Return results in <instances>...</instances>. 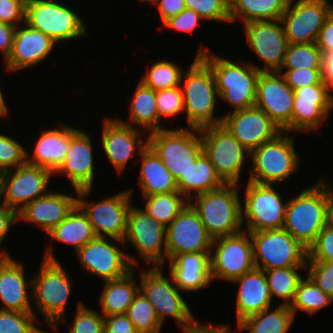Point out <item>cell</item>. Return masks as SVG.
Instances as JSON below:
<instances>
[{"label": "cell", "instance_id": "cell-20", "mask_svg": "<svg viewBox=\"0 0 333 333\" xmlns=\"http://www.w3.org/2000/svg\"><path fill=\"white\" fill-rule=\"evenodd\" d=\"M249 49L255 53L261 67L251 63L260 72L280 71L288 45L281 20L251 21L243 25Z\"/></svg>", "mask_w": 333, "mask_h": 333}, {"label": "cell", "instance_id": "cell-42", "mask_svg": "<svg viewBox=\"0 0 333 333\" xmlns=\"http://www.w3.org/2000/svg\"><path fill=\"white\" fill-rule=\"evenodd\" d=\"M175 64L171 60H160L158 62H153L150 66H147V71L145 75L141 77V82L153 89L154 91L169 89L173 87H178L181 84V78L183 75L182 66Z\"/></svg>", "mask_w": 333, "mask_h": 333}, {"label": "cell", "instance_id": "cell-26", "mask_svg": "<svg viewBox=\"0 0 333 333\" xmlns=\"http://www.w3.org/2000/svg\"><path fill=\"white\" fill-rule=\"evenodd\" d=\"M73 192L74 196L62 191L54 192L51 189V192L26 204L18 211V222L33 223L34 227L37 226V228L47 234L64 221L78 204V190L74 189Z\"/></svg>", "mask_w": 333, "mask_h": 333}, {"label": "cell", "instance_id": "cell-27", "mask_svg": "<svg viewBox=\"0 0 333 333\" xmlns=\"http://www.w3.org/2000/svg\"><path fill=\"white\" fill-rule=\"evenodd\" d=\"M93 137L80 130L70 142L64 162L54 176L65 175L73 189L93 188L96 177L93 154ZM61 174V175H60Z\"/></svg>", "mask_w": 333, "mask_h": 333}, {"label": "cell", "instance_id": "cell-60", "mask_svg": "<svg viewBox=\"0 0 333 333\" xmlns=\"http://www.w3.org/2000/svg\"><path fill=\"white\" fill-rule=\"evenodd\" d=\"M236 327L235 331H232L231 328H229V325H226L225 323H221L219 325H214L213 323L209 324L202 323L198 321L188 332L186 333H238L236 331L238 330L237 325H234Z\"/></svg>", "mask_w": 333, "mask_h": 333}, {"label": "cell", "instance_id": "cell-59", "mask_svg": "<svg viewBox=\"0 0 333 333\" xmlns=\"http://www.w3.org/2000/svg\"><path fill=\"white\" fill-rule=\"evenodd\" d=\"M15 29V26L0 22V53L2 54L3 61H5L11 53Z\"/></svg>", "mask_w": 333, "mask_h": 333}, {"label": "cell", "instance_id": "cell-57", "mask_svg": "<svg viewBox=\"0 0 333 333\" xmlns=\"http://www.w3.org/2000/svg\"><path fill=\"white\" fill-rule=\"evenodd\" d=\"M154 6L159 12L161 24L186 8L184 0H158Z\"/></svg>", "mask_w": 333, "mask_h": 333}, {"label": "cell", "instance_id": "cell-45", "mask_svg": "<svg viewBox=\"0 0 333 333\" xmlns=\"http://www.w3.org/2000/svg\"><path fill=\"white\" fill-rule=\"evenodd\" d=\"M38 318L33 312L0 310V333H49L35 324Z\"/></svg>", "mask_w": 333, "mask_h": 333}, {"label": "cell", "instance_id": "cell-34", "mask_svg": "<svg viewBox=\"0 0 333 333\" xmlns=\"http://www.w3.org/2000/svg\"><path fill=\"white\" fill-rule=\"evenodd\" d=\"M135 270L133 268L121 278L105 281L99 299L103 317L127 313L139 292V283L134 279L137 275Z\"/></svg>", "mask_w": 333, "mask_h": 333}, {"label": "cell", "instance_id": "cell-28", "mask_svg": "<svg viewBox=\"0 0 333 333\" xmlns=\"http://www.w3.org/2000/svg\"><path fill=\"white\" fill-rule=\"evenodd\" d=\"M16 258L0 260V310L35 312L32 306V275L27 280L24 263ZM29 290V291H27Z\"/></svg>", "mask_w": 333, "mask_h": 333}, {"label": "cell", "instance_id": "cell-55", "mask_svg": "<svg viewBox=\"0 0 333 333\" xmlns=\"http://www.w3.org/2000/svg\"><path fill=\"white\" fill-rule=\"evenodd\" d=\"M16 223H18L17 212L0 200V260L12 257L8 250L3 249L2 246L6 241L5 239H7L6 236L15 227Z\"/></svg>", "mask_w": 333, "mask_h": 333}, {"label": "cell", "instance_id": "cell-51", "mask_svg": "<svg viewBox=\"0 0 333 333\" xmlns=\"http://www.w3.org/2000/svg\"><path fill=\"white\" fill-rule=\"evenodd\" d=\"M306 274L316 285L333 298V262L307 261Z\"/></svg>", "mask_w": 333, "mask_h": 333}, {"label": "cell", "instance_id": "cell-5", "mask_svg": "<svg viewBox=\"0 0 333 333\" xmlns=\"http://www.w3.org/2000/svg\"><path fill=\"white\" fill-rule=\"evenodd\" d=\"M239 186L224 184L221 188L196 195L189 200L213 240L243 230Z\"/></svg>", "mask_w": 333, "mask_h": 333}, {"label": "cell", "instance_id": "cell-2", "mask_svg": "<svg viewBox=\"0 0 333 333\" xmlns=\"http://www.w3.org/2000/svg\"><path fill=\"white\" fill-rule=\"evenodd\" d=\"M186 69L180 84L188 125L186 127L201 129L220 125L223 115H215L219 94L211 67L195 54L192 63Z\"/></svg>", "mask_w": 333, "mask_h": 333}, {"label": "cell", "instance_id": "cell-63", "mask_svg": "<svg viewBox=\"0 0 333 333\" xmlns=\"http://www.w3.org/2000/svg\"><path fill=\"white\" fill-rule=\"evenodd\" d=\"M327 194L329 200V222L333 224V184L327 183Z\"/></svg>", "mask_w": 333, "mask_h": 333}, {"label": "cell", "instance_id": "cell-46", "mask_svg": "<svg viewBox=\"0 0 333 333\" xmlns=\"http://www.w3.org/2000/svg\"><path fill=\"white\" fill-rule=\"evenodd\" d=\"M74 320L70 322L67 333H104V317L94 309L77 301ZM72 323V324H71Z\"/></svg>", "mask_w": 333, "mask_h": 333}, {"label": "cell", "instance_id": "cell-3", "mask_svg": "<svg viewBox=\"0 0 333 333\" xmlns=\"http://www.w3.org/2000/svg\"><path fill=\"white\" fill-rule=\"evenodd\" d=\"M196 55L200 56L212 69L219 98L231 107V111L255 106L257 79L260 71L244 60L238 63L209 52L206 45L200 44Z\"/></svg>", "mask_w": 333, "mask_h": 333}, {"label": "cell", "instance_id": "cell-9", "mask_svg": "<svg viewBox=\"0 0 333 333\" xmlns=\"http://www.w3.org/2000/svg\"><path fill=\"white\" fill-rule=\"evenodd\" d=\"M169 128L148 133V146L177 182L203 153L202 138L198 128Z\"/></svg>", "mask_w": 333, "mask_h": 333}, {"label": "cell", "instance_id": "cell-24", "mask_svg": "<svg viewBox=\"0 0 333 333\" xmlns=\"http://www.w3.org/2000/svg\"><path fill=\"white\" fill-rule=\"evenodd\" d=\"M224 113L221 125L250 152L282 130L257 106Z\"/></svg>", "mask_w": 333, "mask_h": 333}, {"label": "cell", "instance_id": "cell-10", "mask_svg": "<svg viewBox=\"0 0 333 333\" xmlns=\"http://www.w3.org/2000/svg\"><path fill=\"white\" fill-rule=\"evenodd\" d=\"M94 188L79 189L78 205L88 216L96 237L123 241L127 231V215L131 207L134 189L113 193L104 199L88 201Z\"/></svg>", "mask_w": 333, "mask_h": 333}, {"label": "cell", "instance_id": "cell-53", "mask_svg": "<svg viewBox=\"0 0 333 333\" xmlns=\"http://www.w3.org/2000/svg\"><path fill=\"white\" fill-rule=\"evenodd\" d=\"M205 20L194 10L185 8L178 15L165 21L162 26L165 29L175 30L182 33H194L201 22Z\"/></svg>", "mask_w": 333, "mask_h": 333}, {"label": "cell", "instance_id": "cell-35", "mask_svg": "<svg viewBox=\"0 0 333 333\" xmlns=\"http://www.w3.org/2000/svg\"><path fill=\"white\" fill-rule=\"evenodd\" d=\"M176 184L178 192L189 201L196 195L221 188L225 183L203 152Z\"/></svg>", "mask_w": 333, "mask_h": 333}, {"label": "cell", "instance_id": "cell-17", "mask_svg": "<svg viewBox=\"0 0 333 333\" xmlns=\"http://www.w3.org/2000/svg\"><path fill=\"white\" fill-rule=\"evenodd\" d=\"M121 245L125 246L124 241L95 237L76 252V257L86 273L96 275L104 282L118 279L135 268Z\"/></svg>", "mask_w": 333, "mask_h": 333}, {"label": "cell", "instance_id": "cell-14", "mask_svg": "<svg viewBox=\"0 0 333 333\" xmlns=\"http://www.w3.org/2000/svg\"><path fill=\"white\" fill-rule=\"evenodd\" d=\"M200 132L203 152L213 164L217 175L225 184H240L250 151L221 124L203 127Z\"/></svg>", "mask_w": 333, "mask_h": 333}, {"label": "cell", "instance_id": "cell-58", "mask_svg": "<svg viewBox=\"0 0 333 333\" xmlns=\"http://www.w3.org/2000/svg\"><path fill=\"white\" fill-rule=\"evenodd\" d=\"M316 45L322 54L333 52V17L331 15L319 31Z\"/></svg>", "mask_w": 333, "mask_h": 333}, {"label": "cell", "instance_id": "cell-50", "mask_svg": "<svg viewBox=\"0 0 333 333\" xmlns=\"http://www.w3.org/2000/svg\"><path fill=\"white\" fill-rule=\"evenodd\" d=\"M307 261L333 262V224L328 222L308 249Z\"/></svg>", "mask_w": 333, "mask_h": 333}, {"label": "cell", "instance_id": "cell-1", "mask_svg": "<svg viewBox=\"0 0 333 333\" xmlns=\"http://www.w3.org/2000/svg\"><path fill=\"white\" fill-rule=\"evenodd\" d=\"M51 244L46 246L40 268L32 277V302L36 308V312H33L35 317L41 314L54 333L58 332L61 322H66L65 312L73 292V281L62 262L54 255Z\"/></svg>", "mask_w": 333, "mask_h": 333}, {"label": "cell", "instance_id": "cell-30", "mask_svg": "<svg viewBox=\"0 0 333 333\" xmlns=\"http://www.w3.org/2000/svg\"><path fill=\"white\" fill-rule=\"evenodd\" d=\"M168 262V274L182 292L194 293L212 284L210 253H182Z\"/></svg>", "mask_w": 333, "mask_h": 333}, {"label": "cell", "instance_id": "cell-54", "mask_svg": "<svg viewBox=\"0 0 333 333\" xmlns=\"http://www.w3.org/2000/svg\"><path fill=\"white\" fill-rule=\"evenodd\" d=\"M26 0H0V22L17 27L25 22Z\"/></svg>", "mask_w": 333, "mask_h": 333}, {"label": "cell", "instance_id": "cell-22", "mask_svg": "<svg viewBox=\"0 0 333 333\" xmlns=\"http://www.w3.org/2000/svg\"><path fill=\"white\" fill-rule=\"evenodd\" d=\"M333 94L326 84L304 86L294 90L292 133H318L330 117ZM305 131V132H304Z\"/></svg>", "mask_w": 333, "mask_h": 333}, {"label": "cell", "instance_id": "cell-25", "mask_svg": "<svg viewBox=\"0 0 333 333\" xmlns=\"http://www.w3.org/2000/svg\"><path fill=\"white\" fill-rule=\"evenodd\" d=\"M56 44L58 45L51 37L27 23L18 25L15 29L11 53L3 62L6 73L29 70L45 62L55 50Z\"/></svg>", "mask_w": 333, "mask_h": 333}, {"label": "cell", "instance_id": "cell-52", "mask_svg": "<svg viewBox=\"0 0 333 333\" xmlns=\"http://www.w3.org/2000/svg\"><path fill=\"white\" fill-rule=\"evenodd\" d=\"M322 69H285L281 72L287 84L293 89L315 84H325L322 81Z\"/></svg>", "mask_w": 333, "mask_h": 333}, {"label": "cell", "instance_id": "cell-62", "mask_svg": "<svg viewBox=\"0 0 333 333\" xmlns=\"http://www.w3.org/2000/svg\"><path fill=\"white\" fill-rule=\"evenodd\" d=\"M3 91H2V88H1V86H0V119L1 118H6V116H7V118H8V115H9V106L7 105V102H6V100H5V95H3Z\"/></svg>", "mask_w": 333, "mask_h": 333}, {"label": "cell", "instance_id": "cell-15", "mask_svg": "<svg viewBox=\"0 0 333 333\" xmlns=\"http://www.w3.org/2000/svg\"><path fill=\"white\" fill-rule=\"evenodd\" d=\"M211 280L232 282L255 268L249 232L214 239L211 253Z\"/></svg>", "mask_w": 333, "mask_h": 333}, {"label": "cell", "instance_id": "cell-6", "mask_svg": "<svg viewBox=\"0 0 333 333\" xmlns=\"http://www.w3.org/2000/svg\"><path fill=\"white\" fill-rule=\"evenodd\" d=\"M162 266H154L139 272V291L155 308L159 321L173 318L183 333L188 332L197 322L181 290L174 284L170 274L164 276ZM163 272V273H162Z\"/></svg>", "mask_w": 333, "mask_h": 333}, {"label": "cell", "instance_id": "cell-44", "mask_svg": "<svg viewBox=\"0 0 333 333\" xmlns=\"http://www.w3.org/2000/svg\"><path fill=\"white\" fill-rule=\"evenodd\" d=\"M138 333H160L164 327L155 308L139 291L126 313Z\"/></svg>", "mask_w": 333, "mask_h": 333}, {"label": "cell", "instance_id": "cell-38", "mask_svg": "<svg viewBox=\"0 0 333 333\" xmlns=\"http://www.w3.org/2000/svg\"><path fill=\"white\" fill-rule=\"evenodd\" d=\"M289 0H229L231 24L280 20Z\"/></svg>", "mask_w": 333, "mask_h": 333}, {"label": "cell", "instance_id": "cell-36", "mask_svg": "<svg viewBox=\"0 0 333 333\" xmlns=\"http://www.w3.org/2000/svg\"><path fill=\"white\" fill-rule=\"evenodd\" d=\"M47 235L51 242L69 244L75 252L96 237L88 216L78 204L66 219L50 230Z\"/></svg>", "mask_w": 333, "mask_h": 333}, {"label": "cell", "instance_id": "cell-37", "mask_svg": "<svg viewBox=\"0 0 333 333\" xmlns=\"http://www.w3.org/2000/svg\"><path fill=\"white\" fill-rule=\"evenodd\" d=\"M295 319L294 313L287 305L269 307L259 313L245 317L237 324L241 333H289Z\"/></svg>", "mask_w": 333, "mask_h": 333}, {"label": "cell", "instance_id": "cell-19", "mask_svg": "<svg viewBox=\"0 0 333 333\" xmlns=\"http://www.w3.org/2000/svg\"><path fill=\"white\" fill-rule=\"evenodd\" d=\"M102 121L100 138L104 156L116 172L122 174L129 161L148 146V133L121 122L118 115L113 118L105 117Z\"/></svg>", "mask_w": 333, "mask_h": 333}, {"label": "cell", "instance_id": "cell-18", "mask_svg": "<svg viewBox=\"0 0 333 333\" xmlns=\"http://www.w3.org/2000/svg\"><path fill=\"white\" fill-rule=\"evenodd\" d=\"M328 0H289L281 16L289 44L316 43L319 31L331 15Z\"/></svg>", "mask_w": 333, "mask_h": 333}, {"label": "cell", "instance_id": "cell-31", "mask_svg": "<svg viewBox=\"0 0 333 333\" xmlns=\"http://www.w3.org/2000/svg\"><path fill=\"white\" fill-rule=\"evenodd\" d=\"M232 283L238 286V292L235 296L237 320L234 325H237L249 315L273 307L267 279L262 269L254 268L241 277L234 279Z\"/></svg>", "mask_w": 333, "mask_h": 333}, {"label": "cell", "instance_id": "cell-65", "mask_svg": "<svg viewBox=\"0 0 333 333\" xmlns=\"http://www.w3.org/2000/svg\"><path fill=\"white\" fill-rule=\"evenodd\" d=\"M331 16L333 17V7H332V10H331Z\"/></svg>", "mask_w": 333, "mask_h": 333}, {"label": "cell", "instance_id": "cell-49", "mask_svg": "<svg viewBox=\"0 0 333 333\" xmlns=\"http://www.w3.org/2000/svg\"><path fill=\"white\" fill-rule=\"evenodd\" d=\"M159 118L167 120L185 113L181 86L156 91Z\"/></svg>", "mask_w": 333, "mask_h": 333}, {"label": "cell", "instance_id": "cell-39", "mask_svg": "<svg viewBox=\"0 0 333 333\" xmlns=\"http://www.w3.org/2000/svg\"><path fill=\"white\" fill-rule=\"evenodd\" d=\"M306 267H287L264 270L272 301L281 299L279 304L290 306L300 281L304 278L300 273Z\"/></svg>", "mask_w": 333, "mask_h": 333}, {"label": "cell", "instance_id": "cell-64", "mask_svg": "<svg viewBox=\"0 0 333 333\" xmlns=\"http://www.w3.org/2000/svg\"><path fill=\"white\" fill-rule=\"evenodd\" d=\"M140 3H147L148 5L150 4L151 5H154L158 0H138Z\"/></svg>", "mask_w": 333, "mask_h": 333}, {"label": "cell", "instance_id": "cell-7", "mask_svg": "<svg viewBox=\"0 0 333 333\" xmlns=\"http://www.w3.org/2000/svg\"><path fill=\"white\" fill-rule=\"evenodd\" d=\"M294 140V134L290 136L289 132L282 131L273 140L252 150L248 181L277 186L293 176L300 167Z\"/></svg>", "mask_w": 333, "mask_h": 333}, {"label": "cell", "instance_id": "cell-43", "mask_svg": "<svg viewBox=\"0 0 333 333\" xmlns=\"http://www.w3.org/2000/svg\"><path fill=\"white\" fill-rule=\"evenodd\" d=\"M322 69V52L316 43H299L287 45L283 65L284 69Z\"/></svg>", "mask_w": 333, "mask_h": 333}, {"label": "cell", "instance_id": "cell-33", "mask_svg": "<svg viewBox=\"0 0 333 333\" xmlns=\"http://www.w3.org/2000/svg\"><path fill=\"white\" fill-rule=\"evenodd\" d=\"M129 99L127 98L130 112L128 119L125 121L119 117L121 122L139 129L143 128L147 133L166 129V124L163 126L162 120L159 118L156 91L139 81L131 99Z\"/></svg>", "mask_w": 333, "mask_h": 333}, {"label": "cell", "instance_id": "cell-11", "mask_svg": "<svg viewBox=\"0 0 333 333\" xmlns=\"http://www.w3.org/2000/svg\"><path fill=\"white\" fill-rule=\"evenodd\" d=\"M241 201L242 225L247 232L283 228L287 201L277 192L274 184L248 181ZM245 219V220H244ZM245 223V224H244Z\"/></svg>", "mask_w": 333, "mask_h": 333}, {"label": "cell", "instance_id": "cell-48", "mask_svg": "<svg viewBox=\"0 0 333 333\" xmlns=\"http://www.w3.org/2000/svg\"><path fill=\"white\" fill-rule=\"evenodd\" d=\"M188 9L197 12L205 21L231 24L229 0H184Z\"/></svg>", "mask_w": 333, "mask_h": 333}, {"label": "cell", "instance_id": "cell-21", "mask_svg": "<svg viewBox=\"0 0 333 333\" xmlns=\"http://www.w3.org/2000/svg\"><path fill=\"white\" fill-rule=\"evenodd\" d=\"M294 90L279 71L260 72L257 79L255 106L285 132L292 133Z\"/></svg>", "mask_w": 333, "mask_h": 333}, {"label": "cell", "instance_id": "cell-32", "mask_svg": "<svg viewBox=\"0 0 333 333\" xmlns=\"http://www.w3.org/2000/svg\"><path fill=\"white\" fill-rule=\"evenodd\" d=\"M139 156L141 159L136 161L140 162L137 184L142 196L178 192L173 175L149 146Z\"/></svg>", "mask_w": 333, "mask_h": 333}, {"label": "cell", "instance_id": "cell-61", "mask_svg": "<svg viewBox=\"0 0 333 333\" xmlns=\"http://www.w3.org/2000/svg\"><path fill=\"white\" fill-rule=\"evenodd\" d=\"M322 81L333 93V52L322 54Z\"/></svg>", "mask_w": 333, "mask_h": 333}, {"label": "cell", "instance_id": "cell-23", "mask_svg": "<svg viewBox=\"0 0 333 333\" xmlns=\"http://www.w3.org/2000/svg\"><path fill=\"white\" fill-rule=\"evenodd\" d=\"M213 239L188 203L166 227L167 261L182 253H211Z\"/></svg>", "mask_w": 333, "mask_h": 333}, {"label": "cell", "instance_id": "cell-41", "mask_svg": "<svg viewBox=\"0 0 333 333\" xmlns=\"http://www.w3.org/2000/svg\"><path fill=\"white\" fill-rule=\"evenodd\" d=\"M331 303H333V298L325 294L316 283L306 275L300 281L289 308L294 315H297L298 310L312 315L325 309V307H328Z\"/></svg>", "mask_w": 333, "mask_h": 333}, {"label": "cell", "instance_id": "cell-16", "mask_svg": "<svg viewBox=\"0 0 333 333\" xmlns=\"http://www.w3.org/2000/svg\"><path fill=\"white\" fill-rule=\"evenodd\" d=\"M54 174L46 168L25 163L0 173V200L16 212L26 204L43 197Z\"/></svg>", "mask_w": 333, "mask_h": 333}, {"label": "cell", "instance_id": "cell-29", "mask_svg": "<svg viewBox=\"0 0 333 333\" xmlns=\"http://www.w3.org/2000/svg\"><path fill=\"white\" fill-rule=\"evenodd\" d=\"M59 125L56 128L41 131L32 153L27 149L28 164L46 168L53 174L60 168L69 149L71 139L81 129L66 125L62 121Z\"/></svg>", "mask_w": 333, "mask_h": 333}, {"label": "cell", "instance_id": "cell-8", "mask_svg": "<svg viewBox=\"0 0 333 333\" xmlns=\"http://www.w3.org/2000/svg\"><path fill=\"white\" fill-rule=\"evenodd\" d=\"M71 5L64 0H26L25 23L60 45L79 37L86 38L85 21Z\"/></svg>", "mask_w": 333, "mask_h": 333}, {"label": "cell", "instance_id": "cell-40", "mask_svg": "<svg viewBox=\"0 0 333 333\" xmlns=\"http://www.w3.org/2000/svg\"><path fill=\"white\" fill-rule=\"evenodd\" d=\"M144 208L141 207L156 221L161 222L166 227L178 216L189 201L179 192L168 194H154L143 196Z\"/></svg>", "mask_w": 333, "mask_h": 333}, {"label": "cell", "instance_id": "cell-13", "mask_svg": "<svg viewBox=\"0 0 333 333\" xmlns=\"http://www.w3.org/2000/svg\"><path fill=\"white\" fill-rule=\"evenodd\" d=\"M249 233L255 268L306 267L308 249L284 228Z\"/></svg>", "mask_w": 333, "mask_h": 333}, {"label": "cell", "instance_id": "cell-12", "mask_svg": "<svg viewBox=\"0 0 333 333\" xmlns=\"http://www.w3.org/2000/svg\"><path fill=\"white\" fill-rule=\"evenodd\" d=\"M123 241L125 245L130 243L135 247L134 249H137L139 258L127 252L128 260L133 267L139 265L138 259L145 261L149 267L166 265V226L156 221L140 207L131 205Z\"/></svg>", "mask_w": 333, "mask_h": 333}, {"label": "cell", "instance_id": "cell-4", "mask_svg": "<svg viewBox=\"0 0 333 333\" xmlns=\"http://www.w3.org/2000/svg\"><path fill=\"white\" fill-rule=\"evenodd\" d=\"M327 182L320 177L310 187L287 199L283 228L306 249L315 242L318 234L329 222Z\"/></svg>", "mask_w": 333, "mask_h": 333}, {"label": "cell", "instance_id": "cell-47", "mask_svg": "<svg viewBox=\"0 0 333 333\" xmlns=\"http://www.w3.org/2000/svg\"><path fill=\"white\" fill-rule=\"evenodd\" d=\"M27 148L16 138L0 133V173L27 163Z\"/></svg>", "mask_w": 333, "mask_h": 333}, {"label": "cell", "instance_id": "cell-56", "mask_svg": "<svg viewBox=\"0 0 333 333\" xmlns=\"http://www.w3.org/2000/svg\"><path fill=\"white\" fill-rule=\"evenodd\" d=\"M104 333H138L126 314L104 317Z\"/></svg>", "mask_w": 333, "mask_h": 333}]
</instances>
